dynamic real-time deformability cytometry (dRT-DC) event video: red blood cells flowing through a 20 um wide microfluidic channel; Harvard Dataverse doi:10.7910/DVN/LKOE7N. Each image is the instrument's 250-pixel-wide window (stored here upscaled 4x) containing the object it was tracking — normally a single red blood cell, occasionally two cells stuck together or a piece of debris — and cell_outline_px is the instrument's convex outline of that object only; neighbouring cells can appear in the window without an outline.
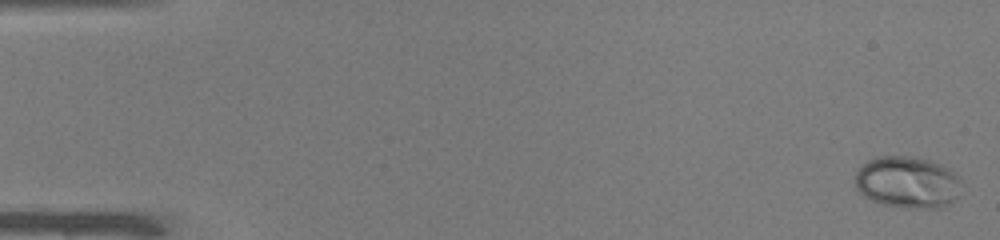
{"species": "common noctule bat (a hibernating species)", "species_latin": "Nyctalus noctula", "temperature_condition": "warm", "stored_images_in_passage": 50, "camera_frame_rate_fps": 3000, "um_per_image_px": 0.085, "animal": {"sex": "male", "body_mass_g": 19.0, "forearm_length_mm": 50.8}, "frame": {"image": 1, "passage_image": 1, "time_ms": 0.0, "image_size_px": [1000, 240], "cell_outline_px": [[960, 180], [956, 200], [948, 204], [936, 208], [908, 208], [880, 204], [864, 196], [856, 188], [856, 172], [868, 160], [880, 156], [912, 156], [928, 160], [940, 164], [948, 168]], "centroid_in_image_um": [77.11, 15.5], "position_along_channel_um": 7.9, "area_um2": 31.85}}
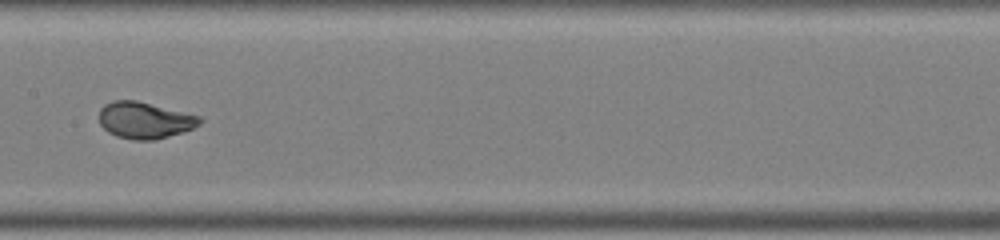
{"frame": {"image": 2, "passage_image": 26, "time_ms": 8.333, "image_size_px": [1000, 240], "cell_outline_px": [[204, 120], [200, 124], [184, 132], [152, 140], [132, 140], [116, 136], [108, 132], [100, 124], [100, 108], [104, 104], [112, 100], [136, 100], [200, 116]], "centroid_in_image_um": [12.29, 10.22], "position_along_channel_um": 195.1, "area_um2": 21.44}}
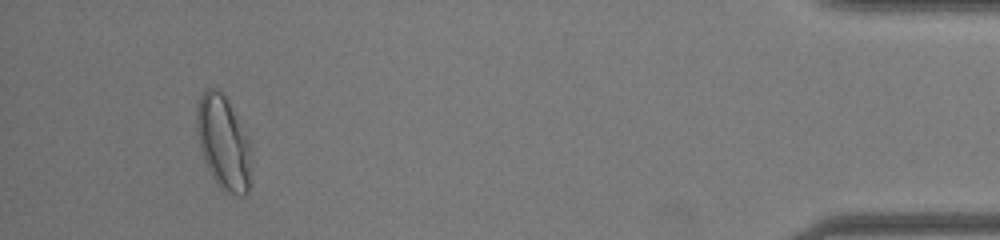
{"frame": {"image": 3, "passage_image": 47, "time_ms": 15.333, "image_size_px": [1000, 240], "cell_outline_px": [[252, 148], [248, 192], [244, 196], [236, 196], [224, 192], [216, 184], [204, 160], [200, 148], [196, 132], [196, 108], [200, 96], [208, 88], [216, 88], [224, 96], [248, 136]], "centroid_in_image_um": [18.99, 12.17], "position_along_channel_um": 416.2, "area_um2": 30.06}, "authors_computed_cell_mechanics": {"area_um2": 23.1489, "velocity_mm_per_s": 4.0644, "shape_relaxation_time_tau1_ms": 2.8038, "shape_relaxation_time_tau2_ms": null, "deformation_change_tau1": 0.1628, "deformation_change_tau2": null}}